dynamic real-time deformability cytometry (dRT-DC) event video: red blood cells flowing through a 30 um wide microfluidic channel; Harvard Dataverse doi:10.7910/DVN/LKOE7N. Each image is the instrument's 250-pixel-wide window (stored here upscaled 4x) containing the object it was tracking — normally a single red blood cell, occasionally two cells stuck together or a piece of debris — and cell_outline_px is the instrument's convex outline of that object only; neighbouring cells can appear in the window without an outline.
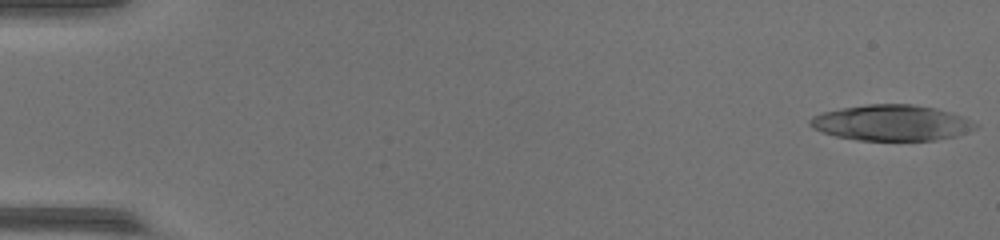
{"species": "common noctule bat (a hibernating species)", "species_latin": "Nyctalus noctula", "temperature_condition": "warm", "stored_images_in_passage": 52, "camera_frame_rate_fps": 3000, "um_per_image_px": 0.085, "animal": {"sex": "female", "body_mass_g": 17.0, "forearm_length_mm": 48.0}, "frame": {"image": 1, "passage_image": 1, "time_ms": 0.0, "image_size_px": [1000, 240], "cell_outline_px": [[980, 124], [976, 128], [956, 136], [936, 140], [856, 140], [836, 136], [812, 128], [808, 124], [808, 120], [812, 116], [824, 112], [840, 108], [868, 104], [912, 104], [936, 108], [964, 116]], "centroid_in_image_um": [75.8, 10.43], "position_along_channel_um": 9.2, "area_um2": 34.62}}
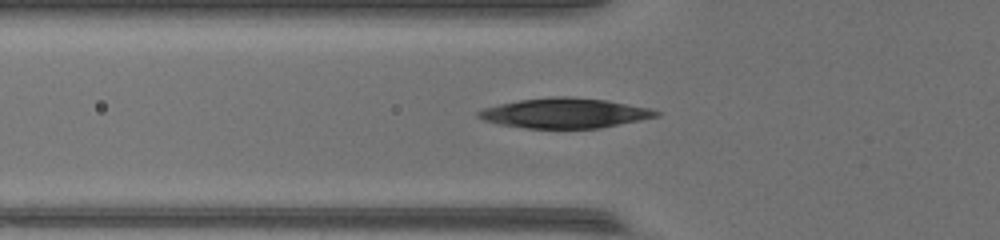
{"frame": {"image": 2, "passage_image": 19, "time_ms": 6.0, "image_size_px": [1000, 240], "cell_outline_px": [[660, 116], [600, 128], [524, 128], [496, 124], [484, 120], [476, 116], [476, 112], [484, 108], [500, 104], [520, 100], [552, 96], [568, 96], [608, 100], [648, 108], [660, 112]], "centroid_in_image_um": [47.98, 9.61], "position_along_channel_um": 77.8, "area_um2": 31.04}}
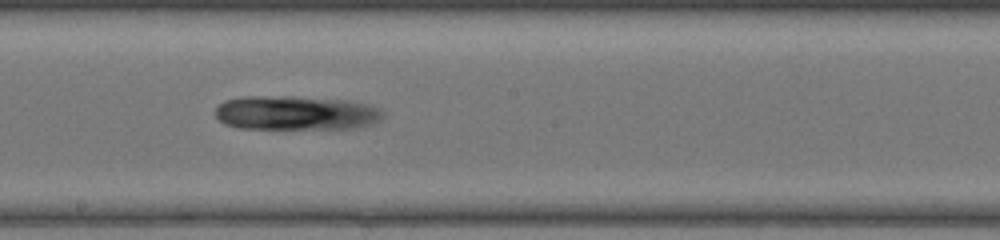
{"frame": {"image": 3, "passage_image": 30, "time_ms": 9.667, "image_size_px": [1000, 240], "cell_outline_px": [[384, 116], [380, 120], [372, 124], [352, 128], [240, 128], [224, 124], [216, 116], [216, 108], [224, 100], [240, 96], [292, 96], [348, 100], [368, 104], [380, 108], [384, 112]], "centroid_in_image_um": [25.16, 9.58], "position_along_channel_um": 223.0, "area_um2": 33.58}}